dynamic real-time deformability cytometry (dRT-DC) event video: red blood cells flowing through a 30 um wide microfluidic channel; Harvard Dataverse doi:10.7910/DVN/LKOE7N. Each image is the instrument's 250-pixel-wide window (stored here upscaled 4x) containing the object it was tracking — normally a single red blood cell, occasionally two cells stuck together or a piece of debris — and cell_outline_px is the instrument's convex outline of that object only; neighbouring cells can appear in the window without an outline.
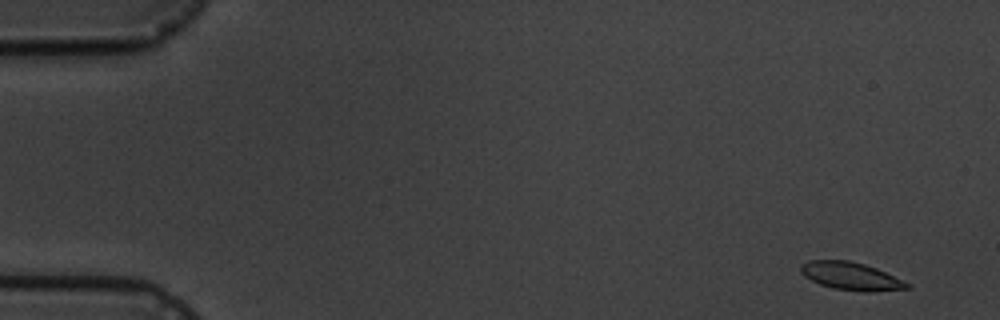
{"species": "common noctule bat (a hibernating species)", "species_latin": "Nyctalus noctula", "temperature_condition": "cold", "stored_images_in_passage": 5, "camera_frame_rate_fps": 3000, "um_per_image_px": 0.085, "animal": {"sex": "male", "body_mass_g": 19.5, "forearm_length_mm": 54.6}, "frame": {"image": 1, "passage_image": 1, "time_ms": 0.0, "image_size_px": [1000, 320], "cell_outline_px": [[912, 288], [872, 292], [868, 292], [832, 288], [820, 284], [804, 276], [800, 272], [800, 264], [808, 260], [848, 260], [864, 264], [876, 268], [912, 284]], "centroid_in_image_um": [72.34, 23.47], "position_along_channel_um": 12.7, "area_um2": 17.34}}
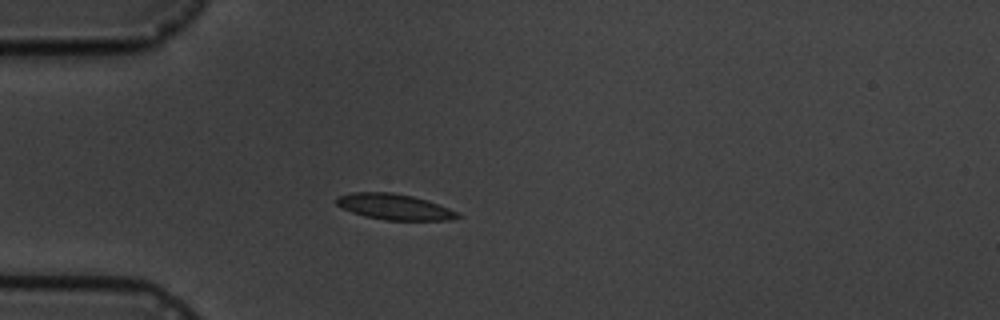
{"frame": {"image": 2, "passage_image": 5, "time_ms": 4.333, "image_size_px": [1000, 320], "cell_outline_px": [[460, 216], [452, 220], [384, 220], [364, 216], [352, 212], [336, 204], [336, 196], [352, 192], [392, 192], [412, 196], [428, 200], [460, 212]], "centroid_in_image_um": [33.54, 17.57], "position_along_channel_um": 51.5, "area_um2": 18.32}}